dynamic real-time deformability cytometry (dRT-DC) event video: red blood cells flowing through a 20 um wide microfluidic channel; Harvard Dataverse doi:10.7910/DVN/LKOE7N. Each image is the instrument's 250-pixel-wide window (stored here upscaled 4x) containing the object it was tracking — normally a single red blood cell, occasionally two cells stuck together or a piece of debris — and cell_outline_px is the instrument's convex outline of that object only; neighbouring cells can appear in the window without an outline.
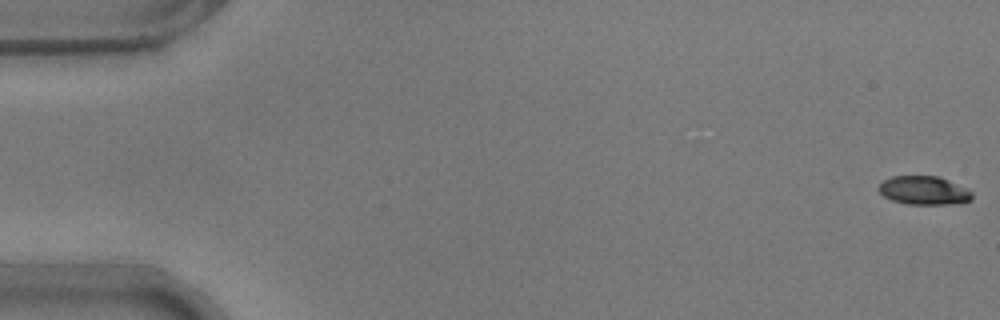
{"species": "common noctule bat (a hibernating species)", "species_latin": "Nyctalus noctula", "temperature_condition": "warm", "stored_images_in_passage": 54, "camera_frame_rate_fps": 3000, "um_per_image_px": 0.085, "animal": {"sex": "male", "body_mass_g": 17.9}, "frame": {"image": 1, "passage_image": 1, "time_ms": 0.0, "image_size_px": [1000, 320], "cell_outline_px": [[972, 200], [948, 204], [908, 204], [892, 200], [884, 196], [876, 188], [884, 180], [892, 176], [936, 176], [948, 180], [968, 188], [972, 192]], "centroid_in_image_um": [78.53, 16.18], "position_along_channel_um": 6.5, "area_um2": 15.49}}
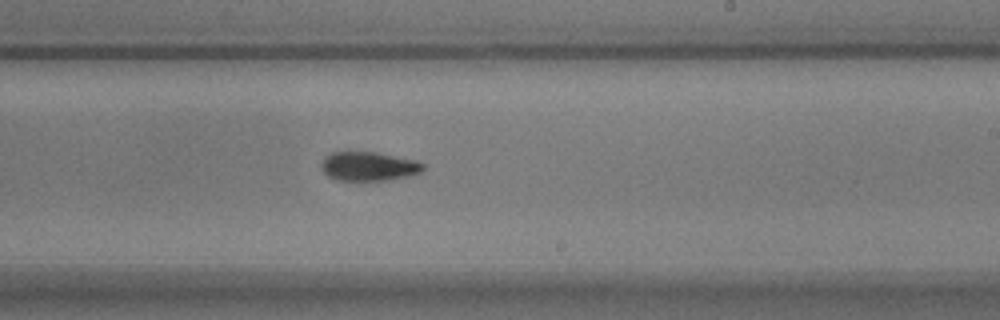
{"frame": {"image": 2, "passage_image": 33, "time_ms": 10.667, "image_size_px": [1000, 320], "cell_outline_px": [[424, 168], [420, 172], [408, 176], [388, 180], [336, 180], [328, 176], [320, 168], [320, 164], [324, 156], [332, 152], [376, 152], [416, 160], [424, 164]], "centroid_in_image_um": [31.3, 14.13], "position_along_channel_um": 257.7, "area_um2": 17.28}}
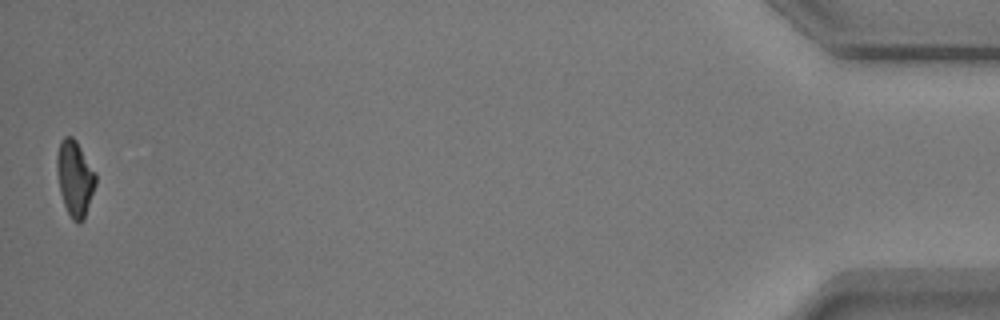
{"frame": {"image": 3, "passage_image": 54, "time_ms": 17.667, "image_size_px": [1000, 320], "cell_outline_px": [[96, 184], [84, 220], [80, 224], [72, 220], [64, 204], [60, 192], [56, 164], [56, 160], [60, 140], [64, 136], [72, 136], [76, 140], [96, 172]], "centroid_in_image_um": [6.37, 15.15], "position_along_channel_um": 428.8, "area_um2": 17.17}, "authors_computed_cell_mechanics": {"area_um2": 17.2822, "velocity_mm_per_s": 3.7506, "shape_relaxation_time_tau1_ms": 3.6853, "shape_relaxation_time_tau2_ms": 3.0655, "deformation_change_tau1": 0.1508, "deformation_change_tau2": 0.0953}}